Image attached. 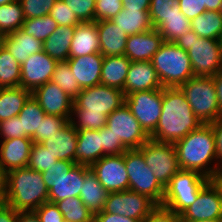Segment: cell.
<instances>
[{
  "label": "cell",
  "mask_w": 222,
  "mask_h": 222,
  "mask_svg": "<svg viewBox=\"0 0 222 222\" xmlns=\"http://www.w3.org/2000/svg\"><path fill=\"white\" fill-rule=\"evenodd\" d=\"M124 103L120 89L103 84L83 88L74 99L70 122L76 130H99L106 125L108 115Z\"/></svg>",
  "instance_id": "obj_1"
},
{
  "label": "cell",
  "mask_w": 222,
  "mask_h": 222,
  "mask_svg": "<svg viewBox=\"0 0 222 222\" xmlns=\"http://www.w3.org/2000/svg\"><path fill=\"white\" fill-rule=\"evenodd\" d=\"M202 124L179 88H163L161 116L149 138L175 144Z\"/></svg>",
  "instance_id": "obj_2"
},
{
  "label": "cell",
  "mask_w": 222,
  "mask_h": 222,
  "mask_svg": "<svg viewBox=\"0 0 222 222\" xmlns=\"http://www.w3.org/2000/svg\"><path fill=\"white\" fill-rule=\"evenodd\" d=\"M174 145L180 169L198 171L209 179H215L222 172L218 167L214 131L210 124H202Z\"/></svg>",
  "instance_id": "obj_3"
},
{
  "label": "cell",
  "mask_w": 222,
  "mask_h": 222,
  "mask_svg": "<svg viewBox=\"0 0 222 222\" xmlns=\"http://www.w3.org/2000/svg\"><path fill=\"white\" fill-rule=\"evenodd\" d=\"M48 202V189L41 172L24 167L7 172L5 203L17 212H34Z\"/></svg>",
  "instance_id": "obj_4"
},
{
  "label": "cell",
  "mask_w": 222,
  "mask_h": 222,
  "mask_svg": "<svg viewBox=\"0 0 222 222\" xmlns=\"http://www.w3.org/2000/svg\"><path fill=\"white\" fill-rule=\"evenodd\" d=\"M151 62L163 88H178L194 77L190 58L181 43L164 41Z\"/></svg>",
  "instance_id": "obj_5"
},
{
  "label": "cell",
  "mask_w": 222,
  "mask_h": 222,
  "mask_svg": "<svg viewBox=\"0 0 222 222\" xmlns=\"http://www.w3.org/2000/svg\"><path fill=\"white\" fill-rule=\"evenodd\" d=\"M48 189V202L56 203L68 197H79L84 184V165L58 160L41 173Z\"/></svg>",
  "instance_id": "obj_6"
},
{
  "label": "cell",
  "mask_w": 222,
  "mask_h": 222,
  "mask_svg": "<svg viewBox=\"0 0 222 222\" xmlns=\"http://www.w3.org/2000/svg\"><path fill=\"white\" fill-rule=\"evenodd\" d=\"M178 88L203 124L222 117L213 77L194 76Z\"/></svg>",
  "instance_id": "obj_7"
},
{
  "label": "cell",
  "mask_w": 222,
  "mask_h": 222,
  "mask_svg": "<svg viewBox=\"0 0 222 222\" xmlns=\"http://www.w3.org/2000/svg\"><path fill=\"white\" fill-rule=\"evenodd\" d=\"M210 180L198 171L181 169L165 187L161 206L181 215Z\"/></svg>",
  "instance_id": "obj_8"
},
{
  "label": "cell",
  "mask_w": 222,
  "mask_h": 222,
  "mask_svg": "<svg viewBox=\"0 0 222 222\" xmlns=\"http://www.w3.org/2000/svg\"><path fill=\"white\" fill-rule=\"evenodd\" d=\"M181 44L190 58L194 76L213 77L222 70L219 39L199 37L191 30Z\"/></svg>",
  "instance_id": "obj_9"
},
{
  "label": "cell",
  "mask_w": 222,
  "mask_h": 222,
  "mask_svg": "<svg viewBox=\"0 0 222 222\" xmlns=\"http://www.w3.org/2000/svg\"><path fill=\"white\" fill-rule=\"evenodd\" d=\"M124 161L129 177V190L144 194L157 205H161L165 188L146 165L143 154L138 149L126 150Z\"/></svg>",
  "instance_id": "obj_10"
},
{
  "label": "cell",
  "mask_w": 222,
  "mask_h": 222,
  "mask_svg": "<svg viewBox=\"0 0 222 222\" xmlns=\"http://www.w3.org/2000/svg\"><path fill=\"white\" fill-rule=\"evenodd\" d=\"M138 150L143 154L150 171L154 173V176L164 188L168 185L170 179L181 170L174 144L149 139Z\"/></svg>",
  "instance_id": "obj_11"
},
{
  "label": "cell",
  "mask_w": 222,
  "mask_h": 222,
  "mask_svg": "<svg viewBox=\"0 0 222 222\" xmlns=\"http://www.w3.org/2000/svg\"><path fill=\"white\" fill-rule=\"evenodd\" d=\"M163 88L133 92L125 96V103L141 128L150 136L161 116Z\"/></svg>",
  "instance_id": "obj_12"
},
{
  "label": "cell",
  "mask_w": 222,
  "mask_h": 222,
  "mask_svg": "<svg viewBox=\"0 0 222 222\" xmlns=\"http://www.w3.org/2000/svg\"><path fill=\"white\" fill-rule=\"evenodd\" d=\"M157 206L148 196L126 190L108 193L103 211L142 222Z\"/></svg>",
  "instance_id": "obj_13"
},
{
  "label": "cell",
  "mask_w": 222,
  "mask_h": 222,
  "mask_svg": "<svg viewBox=\"0 0 222 222\" xmlns=\"http://www.w3.org/2000/svg\"><path fill=\"white\" fill-rule=\"evenodd\" d=\"M106 126L127 150L139 149L150 139L126 103L108 115Z\"/></svg>",
  "instance_id": "obj_14"
},
{
  "label": "cell",
  "mask_w": 222,
  "mask_h": 222,
  "mask_svg": "<svg viewBox=\"0 0 222 222\" xmlns=\"http://www.w3.org/2000/svg\"><path fill=\"white\" fill-rule=\"evenodd\" d=\"M181 222L219 220L222 217V188L211 179L194 201L181 215Z\"/></svg>",
  "instance_id": "obj_15"
},
{
  "label": "cell",
  "mask_w": 222,
  "mask_h": 222,
  "mask_svg": "<svg viewBox=\"0 0 222 222\" xmlns=\"http://www.w3.org/2000/svg\"><path fill=\"white\" fill-rule=\"evenodd\" d=\"M90 170L109 193L129 190V177L125 166L124 153L104 156L95 162Z\"/></svg>",
  "instance_id": "obj_16"
},
{
  "label": "cell",
  "mask_w": 222,
  "mask_h": 222,
  "mask_svg": "<svg viewBox=\"0 0 222 222\" xmlns=\"http://www.w3.org/2000/svg\"><path fill=\"white\" fill-rule=\"evenodd\" d=\"M57 62L43 50L30 55L21 65L20 86L32 93L41 85L51 81Z\"/></svg>",
  "instance_id": "obj_17"
},
{
  "label": "cell",
  "mask_w": 222,
  "mask_h": 222,
  "mask_svg": "<svg viewBox=\"0 0 222 222\" xmlns=\"http://www.w3.org/2000/svg\"><path fill=\"white\" fill-rule=\"evenodd\" d=\"M31 95L47 115L62 116L71 120L74 100L52 81L41 85Z\"/></svg>",
  "instance_id": "obj_18"
},
{
  "label": "cell",
  "mask_w": 222,
  "mask_h": 222,
  "mask_svg": "<svg viewBox=\"0 0 222 222\" xmlns=\"http://www.w3.org/2000/svg\"><path fill=\"white\" fill-rule=\"evenodd\" d=\"M163 88L151 61H134L130 63L123 93L127 96L133 92Z\"/></svg>",
  "instance_id": "obj_19"
},
{
  "label": "cell",
  "mask_w": 222,
  "mask_h": 222,
  "mask_svg": "<svg viewBox=\"0 0 222 222\" xmlns=\"http://www.w3.org/2000/svg\"><path fill=\"white\" fill-rule=\"evenodd\" d=\"M163 42L162 35L154 28L143 33L129 35L124 55L131 62L151 61Z\"/></svg>",
  "instance_id": "obj_20"
},
{
  "label": "cell",
  "mask_w": 222,
  "mask_h": 222,
  "mask_svg": "<svg viewBox=\"0 0 222 222\" xmlns=\"http://www.w3.org/2000/svg\"><path fill=\"white\" fill-rule=\"evenodd\" d=\"M103 59L104 56L101 53L68 58L72 74L81 89L101 84Z\"/></svg>",
  "instance_id": "obj_21"
},
{
  "label": "cell",
  "mask_w": 222,
  "mask_h": 222,
  "mask_svg": "<svg viewBox=\"0 0 222 222\" xmlns=\"http://www.w3.org/2000/svg\"><path fill=\"white\" fill-rule=\"evenodd\" d=\"M32 144L31 138L0 141V165L6 172L27 167Z\"/></svg>",
  "instance_id": "obj_22"
},
{
  "label": "cell",
  "mask_w": 222,
  "mask_h": 222,
  "mask_svg": "<svg viewBox=\"0 0 222 222\" xmlns=\"http://www.w3.org/2000/svg\"><path fill=\"white\" fill-rule=\"evenodd\" d=\"M77 133L78 131L69 121L58 133L53 134L41 144L57 160H67L76 163Z\"/></svg>",
  "instance_id": "obj_23"
},
{
  "label": "cell",
  "mask_w": 222,
  "mask_h": 222,
  "mask_svg": "<svg viewBox=\"0 0 222 222\" xmlns=\"http://www.w3.org/2000/svg\"><path fill=\"white\" fill-rule=\"evenodd\" d=\"M99 36L100 53L103 56L125 54L128 35L110 20L96 21Z\"/></svg>",
  "instance_id": "obj_24"
},
{
  "label": "cell",
  "mask_w": 222,
  "mask_h": 222,
  "mask_svg": "<svg viewBox=\"0 0 222 222\" xmlns=\"http://www.w3.org/2000/svg\"><path fill=\"white\" fill-rule=\"evenodd\" d=\"M1 44L20 65H22L30 55L43 50V42L34 38L32 35H28L21 28L2 36Z\"/></svg>",
  "instance_id": "obj_25"
},
{
  "label": "cell",
  "mask_w": 222,
  "mask_h": 222,
  "mask_svg": "<svg viewBox=\"0 0 222 222\" xmlns=\"http://www.w3.org/2000/svg\"><path fill=\"white\" fill-rule=\"evenodd\" d=\"M76 164L91 167L104 157L99 130H77Z\"/></svg>",
  "instance_id": "obj_26"
},
{
  "label": "cell",
  "mask_w": 222,
  "mask_h": 222,
  "mask_svg": "<svg viewBox=\"0 0 222 222\" xmlns=\"http://www.w3.org/2000/svg\"><path fill=\"white\" fill-rule=\"evenodd\" d=\"M93 53H100L96 21L80 23L76 26L71 41L69 58L86 56Z\"/></svg>",
  "instance_id": "obj_27"
},
{
  "label": "cell",
  "mask_w": 222,
  "mask_h": 222,
  "mask_svg": "<svg viewBox=\"0 0 222 222\" xmlns=\"http://www.w3.org/2000/svg\"><path fill=\"white\" fill-rule=\"evenodd\" d=\"M155 29L164 41L182 43L191 31V20L182 14L179 6H174Z\"/></svg>",
  "instance_id": "obj_28"
},
{
  "label": "cell",
  "mask_w": 222,
  "mask_h": 222,
  "mask_svg": "<svg viewBox=\"0 0 222 222\" xmlns=\"http://www.w3.org/2000/svg\"><path fill=\"white\" fill-rule=\"evenodd\" d=\"M108 191L100 184L90 167L84 166V184L80 190L79 198L93 213L101 212L104 208Z\"/></svg>",
  "instance_id": "obj_29"
},
{
  "label": "cell",
  "mask_w": 222,
  "mask_h": 222,
  "mask_svg": "<svg viewBox=\"0 0 222 222\" xmlns=\"http://www.w3.org/2000/svg\"><path fill=\"white\" fill-rule=\"evenodd\" d=\"M131 61L125 55L104 56L101 68V84L124 90Z\"/></svg>",
  "instance_id": "obj_30"
},
{
  "label": "cell",
  "mask_w": 222,
  "mask_h": 222,
  "mask_svg": "<svg viewBox=\"0 0 222 222\" xmlns=\"http://www.w3.org/2000/svg\"><path fill=\"white\" fill-rule=\"evenodd\" d=\"M76 26H58L43 42V51L57 61H67Z\"/></svg>",
  "instance_id": "obj_31"
},
{
  "label": "cell",
  "mask_w": 222,
  "mask_h": 222,
  "mask_svg": "<svg viewBox=\"0 0 222 222\" xmlns=\"http://www.w3.org/2000/svg\"><path fill=\"white\" fill-rule=\"evenodd\" d=\"M110 21L119 26L128 36L153 29L149 11H139V9H122Z\"/></svg>",
  "instance_id": "obj_32"
},
{
  "label": "cell",
  "mask_w": 222,
  "mask_h": 222,
  "mask_svg": "<svg viewBox=\"0 0 222 222\" xmlns=\"http://www.w3.org/2000/svg\"><path fill=\"white\" fill-rule=\"evenodd\" d=\"M30 96L21 86L0 88V122L18 116Z\"/></svg>",
  "instance_id": "obj_33"
},
{
  "label": "cell",
  "mask_w": 222,
  "mask_h": 222,
  "mask_svg": "<svg viewBox=\"0 0 222 222\" xmlns=\"http://www.w3.org/2000/svg\"><path fill=\"white\" fill-rule=\"evenodd\" d=\"M191 30L199 37L220 39L222 35V14L219 11H205L191 20Z\"/></svg>",
  "instance_id": "obj_34"
},
{
  "label": "cell",
  "mask_w": 222,
  "mask_h": 222,
  "mask_svg": "<svg viewBox=\"0 0 222 222\" xmlns=\"http://www.w3.org/2000/svg\"><path fill=\"white\" fill-rule=\"evenodd\" d=\"M46 113L31 95L18 114L21 121L22 132L32 140L39 134V126Z\"/></svg>",
  "instance_id": "obj_35"
},
{
  "label": "cell",
  "mask_w": 222,
  "mask_h": 222,
  "mask_svg": "<svg viewBox=\"0 0 222 222\" xmlns=\"http://www.w3.org/2000/svg\"><path fill=\"white\" fill-rule=\"evenodd\" d=\"M21 80V65L0 45V88L18 87Z\"/></svg>",
  "instance_id": "obj_36"
},
{
  "label": "cell",
  "mask_w": 222,
  "mask_h": 222,
  "mask_svg": "<svg viewBox=\"0 0 222 222\" xmlns=\"http://www.w3.org/2000/svg\"><path fill=\"white\" fill-rule=\"evenodd\" d=\"M25 21L19 0L0 6V35L19 30Z\"/></svg>",
  "instance_id": "obj_37"
},
{
  "label": "cell",
  "mask_w": 222,
  "mask_h": 222,
  "mask_svg": "<svg viewBox=\"0 0 222 222\" xmlns=\"http://www.w3.org/2000/svg\"><path fill=\"white\" fill-rule=\"evenodd\" d=\"M68 222H93L94 214L79 197H68L55 203Z\"/></svg>",
  "instance_id": "obj_38"
},
{
  "label": "cell",
  "mask_w": 222,
  "mask_h": 222,
  "mask_svg": "<svg viewBox=\"0 0 222 222\" xmlns=\"http://www.w3.org/2000/svg\"><path fill=\"white\" fill-rule=\"evenodd\" d=\"M51 81L57 84L73 100L82 90L72 74L68 61L57 62Z\"/></svg>",
  "instance_id": "obj_39"
},
{
  "label": "cell",
  "mask_w": 222,
  "mask_h": 222,
  "mask_svg": "<svg viewBox=\"0 0 222 222\" xmlns=\"http://www.w3.org/2000/svg\"><path fill=\"white\" fill-rule=\"evenodd\" d=\"M58 27L57 22L48 14L45 16L26 19L21 29L28 35L44 42Z\"/></svg>",
  "instance_id": "obj_40"
},
{
  "label": "cell",
  "mask_w": 222,
  "mask_h": 222,
  "mask_svg": "<svg viewBox=\"0 0 222 222\" xmlns=\"http://www.w3.org/2000/svg\"><path fill=\"white\" fill-rule=\"evenodd\" d=\"M57 161L54 155H52L41 143H33L27 167L42 173L48 170Z\"/></svg>",
  "instance_id": "obj_41"
},
{
  "label": "cell",
  "mask_w": 222,
  "mask_h": 222,
  "mask_svg": "<svg viewBox=\"0 0 222 222\" xmlns=\"http://www.w3.org/2000/svg\"><path fill=\"white\" fill-rule=\"evenodd\" d=\"M69 121L62 116L45 115L39 126V134L32 140L33 143H42L55 133H58Z\"/></svg>",
  "instance_id": "obj_42"
},
{
  "label": "cell",
  "mask_w": 222,
  "mask_h": 222,
  "mask_svg": "<svg viewBox=\"0 0 222 222\" xmlns=\"http://www.w3.org/2000/svg\"><path fill=\"white\" fill-rule=\"evenodd\" d=\"M71 11L74 12L78 20L83 22L95 21L96 0H62Z\"/></svg>",
  "instance_id": "obj_43"
},
{
  "label": "cell",
  "mask_w": 222,
  "mask_h": 222,
  "mask_svg": "<svg viewBox=\"0 0 222 222\" xmlns=\"http://www.w3.org/2000/svg\"><path fill=\"white\" fill-rule=\"evenodd\" d=\"M56 1L57 0H19L25 20L48 15Z\"/></svg>",
  "instance_id": "obj_44"
},
{
  "label": "cell",
  "mask_w": 222,
  "mask_h": 222,
  "mask_svg": "<svg viewBox=\"0 0 222 222\" xmlns=\"http://www.w3.org/2000/svg\"><path fill=\"white\" fill-rule=\"evenodd\" d=\"M179 0H151L149 17L155 29L168 15L174 6H179Z\"/></svg>",
  "instance_id": "obj_45"
},
{
  "label": "cell",
  "mask_w": 222,
  "mask_h": 222,
  "mask_svg": "<svg viewBox=\"0 0 222 222\" xmlns=\"http://www.w3.org/2000/svg\"><path fill=\"white\" fill-rule=\"evenodd\" d=\"M49 15L57 22L58 26H77L81 23L62 0H57L54 3Z\"/></svg>",
  "instance_id": "obj_46"
},
{
  "label": "cell",
  "mask_w": 222,
  "mask_h": 222,
  "mask_svg": "<svg viewBox=\"0 0 222 222\" xmlns=\"http://www.w3.org/2000/svg\"><path fill=\"white\" fill-rule=\"evenodd\" d=\"M99 134L101 135L104 156L120 155L127 150L121 139L116 138L106 125L99 129Z\"/></svg>",
  "instance_id": "obj_47"
},
{
  "label": "cell",
  "mask_w": 222,
  "mask_h": 222,
  "mask_svg": "<svg viewBox=\"0 0 222 222\" xmlns=\"http://www.w3.org/2000/svg\"><path fill=\"white\" fill-rule=\"evenodd\" d=\"M122 9L121 0H96L95 21L110 20Z\"/></svg>",
  "instance_id": "obj_48"
},
{
  "label": "cell",
  "mask_w": 222,
  "mask_h": 222,
  "mask_svg": "<svg viewBox=\"0 0 222 222\" xmlns=\"http://www.w3.org/2000/svg\"><path fill=\"white\" fill-rule=\"evenodd\" d=\"M12 138H30L22 132V125L18 116L0 122V141Z\"/></svg>",
  "instance_id": "obj_49"
},
{
  "label": "cell",
  "mask_w": 222,
  "mask_h": 222,
  "mask_svg": "<svg viewBox=\"0 0 222 222\" xmlns=\"http://www.w3.org/2000/svg\"><path fill=\"white\" fill-rule=\"evenodd\" d=\"M41 222H63V214L55 203L45 202L35 211Z\"/></svg>",
  "instance_id": "obj_50"
},
{
  "label": "cell",
  "mask_w": 222,
  "mask_h": 222,
  "mask_svg": "<svg viewBox=\"0 0 222 222\" xmlns=\"http://www.w3.org/2000/svg\"><path fill=\"white\" fill-rule=\"evenodd\" d=\"M142 222H181V216L158 205Z\"/></svg>",
  "instance_id": "obj_51"
},
{
  "label": "cell",
  "mask_w": 222,
  "mask_h": 222,
  "mask_svg": "<svg viewBox=\"0 0 222 222\" xmlns=\"http://www.w3.org/2000/svg\"><path fill=\"white\" fill-rule=\"evenodd\" d=\"M179 3L180 11L189 20L194 19L206 11L204 0H179Z\"/></svg>",
  "instance_id": "obj_52"
},
{
  "label": "cell",
  "mask_w": 222,
  "mask_h": 222,
  "mask_svg": "<svg viewBox=\"0 0 222 222\" xmlns=\"http://www.w3.org/2000/svg\"><path fill=\"white\" fill-rule=\"evenodd\" d=\"M209 124L214 131L218 167L222 170V117Z\"/></svg>",
  "instance_id": "obj_53"
},
{
  "label": "cell",
  "mask_w": 222,
  "mask_h": 222,
  "mask_svg": "<svg viewBox=\"0 0 222 222\" xmlns=\"http://www.w3.org/2000/svg\"><path fill=\"white\" fill-rule=\"evenodd\" d=\"M93 222H140L139 220L128 218L126 216H119L117 214L106 213L103 210L94 214Z\"/></svg>",
  "instance_id": "obj_54"
},
{
  "label": "cell",
  "mask_w": 222,
  "mask_h": 222,
  "mask_svg": "<svg viewBox=\"0 0 222 222\" xmlns=\"http://www.w3.org/2000/svg\"><path fill=\"white\" fill-rule=\"evenodd\" d=\"M18 212L8 204L0 207V222H17Z\"/></svg>",
  "instance_id": "obj_55"
},
{
  "label": "cell",
  "mask_w": 222,
  "mask_h": 222,
  "mask_svg": "<svg viewBox=\"0 0 222 222\" xmlns=\"http://www.w3.org/2000/svg\"><path fill=\"white\" fill-rule=\"evenodd\" d=\"M123 9H139V11H149L151 0H121Z\"/></svg>",
  "instance_id": "obj_56"
},
{
  "label": "cell",
  "mask_w": 222,
  "mask_h": 222,
  "mask_svg": "<svg viewBox=\"0 0 222 222\" xmlns=\"http://www.w3.org/2000/svg\"><path fill=\"white\" fill-rule=\"evenodd\" d=\"M220 109L222 111V70L213 76Z\"/></svg>",
  "instance_id": "obj_57"
},
{
  "label": "cell",
  "mask_w": 222,
  "mask_h": 222,
  "mask_svg": "<svg viewBox=\"0 0 222 222\" xmlns=\"http://www.w3.org/2000/svg\"><path fill=\"white\" fill-rule=\"evenodd\" d=\"M17 222H41L35 212H18Z\"/></svg>",
  "instance_id": "obj_58"
},
{
  "label": "cell",
  "mask_w": 222,
  "mask_h": 222,
  "mask_svg": "<svg viewBox=\"0 0 222 222\" xmlns=\"http://www.w3.org/2000/svg\"><path fill=\"white\" fill-rule=\"evenodd\" d=\"M206 11H219L221 10L222 0H204Z\"/></svg>",
  "instance_id": "obj_59"
},
{
  "label": "cell",
  "mask_w": 222,
  "mask_h": 222,
  "mask_svg": "<svg viewBox=\"0 0 222 222\" xmlns=\"http://www.w3.org/2000/svg\"><path fill=\"white\" fill-rule=\"evenodd\" d=\"M7 189V172L0 165V193H6Z\"/></svg>",
  "instance_id": "obj_60"
},
{
  "label": "cell",
  "mask_w": 222,
  "mask_h": 222,
  "mask_svg": "<svg viewBox=\"0 0 222 222\" xmlns=\"http://www.w3.org/2000/svg\"><path fill=\"white\" fill-rule=\"evenodd\" d=\"M6 193H0V207L5 203Z\"/></svg>",
  "instance_id": "obj_61"
},
{
  "label": "cell",
  "mask_w": 222,
  "mask_h": 222,
  "mask_svg": "<svg viewBox=\"0 0 222 222\" xmlns=\"http://www.w3.org/2000/svg\"><path fill=\"white\" fill-rule=\"evenodd\" d=\"M220 187L222 188V172L215 178Z\"/></svg>",
  "instance_id": "obj_62"
},
{
  "label": "cell",
  "mask_w": 222,
  "mask_h": 222,
  "mask_svg": "<svg viewBox=\"0 0 222 222\" xmlns=\"http://www.w3.org/2000/svg\"><path fill=\"white\" fill-rule=\"evenodd\" d=\"M14 1H16V0H0V6L3 4L14 2Z\"/></svg>",
  "instance_id": "obj_63"
},
{
  "label": "cell",
  "mask_w": 222,
  "mask_h": 222,
  "mask_svg": "<svg viewBox=\"0 0 222 222\" xmlns=\"http://www.w3.org/2000/svg\"><path fill=\"white\" fill-rule=\"evenodd\" d=\"M197 222H219V220H201Z\"/></svg>",
  "instance_id": "obj_64"
},
{
  "label": "cell",
  "mask_w": 222,
  "mask_h": 222,
  "mask_svg": "<svg viewBox=\"0 0 222 222\" xmlns=\"http://www.w3.org/2000/svg\"><path fill=\"white\" fill-rule=\"evenodd\" d=\"M219 40H220V46H221V52H222V35Z\"/></svg>",
  "instance_id": "obj_65"
}]
</instances>
